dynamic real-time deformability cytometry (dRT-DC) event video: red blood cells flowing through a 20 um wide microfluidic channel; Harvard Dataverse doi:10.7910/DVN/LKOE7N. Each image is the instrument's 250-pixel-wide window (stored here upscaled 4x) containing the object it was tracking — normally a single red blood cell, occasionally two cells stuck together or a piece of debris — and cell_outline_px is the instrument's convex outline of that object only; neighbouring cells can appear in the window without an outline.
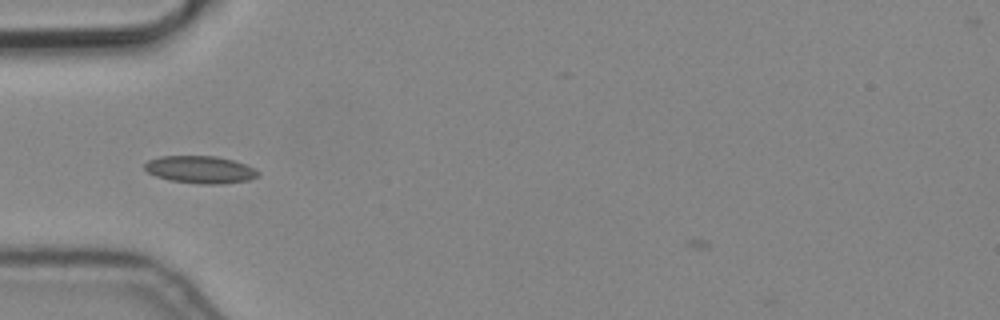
{"species": "common noctule bat (a hibernating species)", "species_latin": "Nyctalus noctula", "temperature_condition": "cold", "stored_images_in_passage": 7, "camera_frame_rate_fps": 3000, "um_per_image_px": 0.085, "animal": {"sex": "male", "body_mass_g": 19.2, "forearm_length_mm": 51.8}, "frame": {"image": 1, "passage_image": 2, "time_ms": 0.333, "image_size_px": [1000, 320], "cell_outline_px": [[260, 172], [256, 176], [248, 180], [220, 184], [204, 184], [168, 180], [156, 176], [148, 172], [144, 168], [144, 164], [148, 160], [160, 156], [216, 156], [232, 160], [244, 164]], "centroid_in_image_um": [16.97, 14.41], "position_along_channel_um": 68.0, "area_um2": 17.92}}
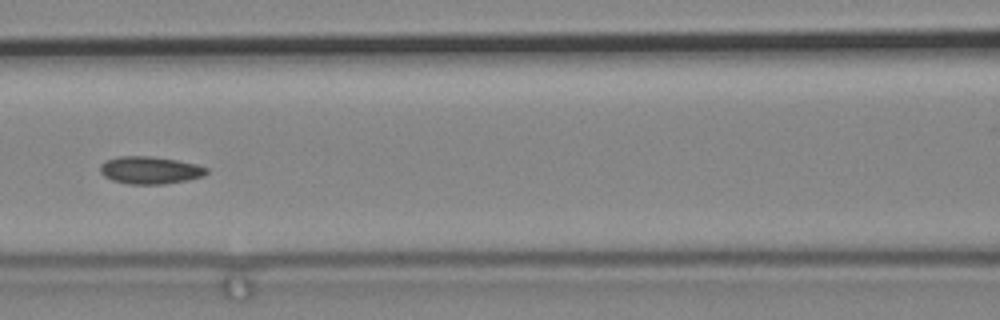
{"frame": {"image": 2, "passage_image": 4, "time_ms": 1.0, "image_size_px": [1000, 320], "cell_outline_px": [[208, 172], [204, 176], [188, 180], [164, 184], [128, 184], [112, 180], [104, 176], [100, 172], [100, 164], [104, 160], [120, 156], [152, 156], [176, 160], [196, 164], [208, 168]], "centroid_in_image_um": [12.74, 14.46], "position_along_channel_um": 153.9, "area_um2": 17.17}}
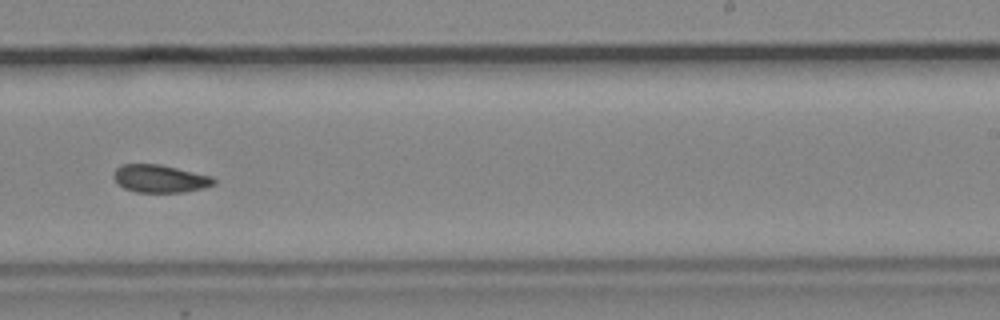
{"frame": {"image": 3, "passage_image": 7, "time_ms": 2.0, "image_size_px": [1000, 320], "cell_outline_px": [[216, 184], [204, 188], [184, 192], [136, 192], [124, 188], [116, 184], [112, 176], [116, 168], [120, 164], [160, 164], [212, 176], [216, 180]], "centroid_in_image_um": [13.58, 15.18], "position_along_channel_um": 275.4, "area_um2": 16.42}}